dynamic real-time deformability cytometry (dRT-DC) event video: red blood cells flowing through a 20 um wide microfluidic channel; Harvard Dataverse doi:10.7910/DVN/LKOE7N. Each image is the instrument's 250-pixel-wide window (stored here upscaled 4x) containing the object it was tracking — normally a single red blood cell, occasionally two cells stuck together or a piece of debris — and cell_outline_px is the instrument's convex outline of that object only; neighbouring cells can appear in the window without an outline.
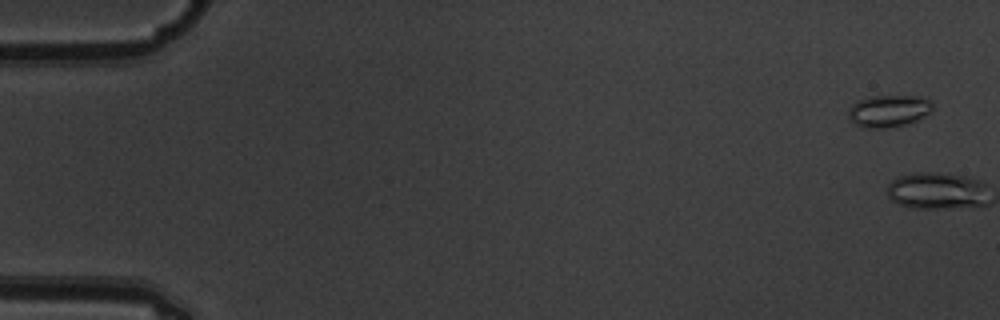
{"species": "common noctule bat (a hibernating species)", "species_latin": "Nyctalus noctula", "temperature_condition": "warm", "stored_images_in_passage": 5, "camera_frame_rate_fps": 3000, "um_per_image_px": 0.085, "animal": {"sex": "male", "body_mass_g": 19.5, "forearm_length_mm": 54.6}, "frame": {"image": 1, "passage_image": 1, "time_ms": 0.0, "image_size_px": [1000, 320], "cell_outline_px": [[932, 108], [924, 116], [908, 124], [888, 128], [864, 128], [856, 124], [848, 116], [848, 108], [856, 100], [868, 96], [916, 96], [932, 100]], "centroid_in_image_um": [75.5, 9.42], "position_along_channel_um": 9.5, "area_um2": 15.84}}